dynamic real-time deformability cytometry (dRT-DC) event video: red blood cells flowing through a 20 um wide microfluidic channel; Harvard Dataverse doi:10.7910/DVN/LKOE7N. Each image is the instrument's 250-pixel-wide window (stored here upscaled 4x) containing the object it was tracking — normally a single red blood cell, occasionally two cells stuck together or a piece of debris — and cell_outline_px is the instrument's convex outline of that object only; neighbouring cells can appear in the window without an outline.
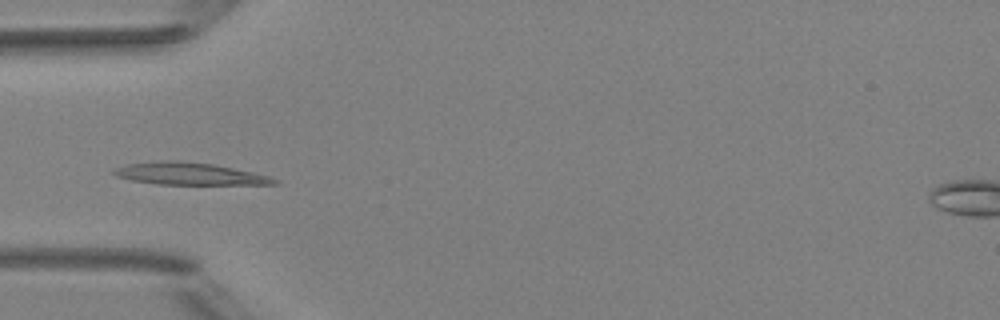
{"species": "Egyptian fruit bat (a non-hibernating species)", "species_latin": "Rousettus aegyptiacus", "temperature_condition": "room temperature", "stored_images_in_passage": 5, "camera_frame_rate_fps": 3000, "um_per_image_px": 0.085, "animal": {"sex": "female"}, "frame": {"image": 1, "passage_image": 4, "time_ms": 4.333, "image_size_px": [1000, 320], "cell_outline_px": [[280, 184], [156, 184], [132, 180], [116, 176], [112, 172], [116, 168], [128, 164], [160, 160], [180, 160], [212, 164], [252, 172], [268, 176], [280, 180]], "centroid_in_image_um": [16.09, 14.76], "position_along_channel_um": 68.9, "area_um2": 20.58}}
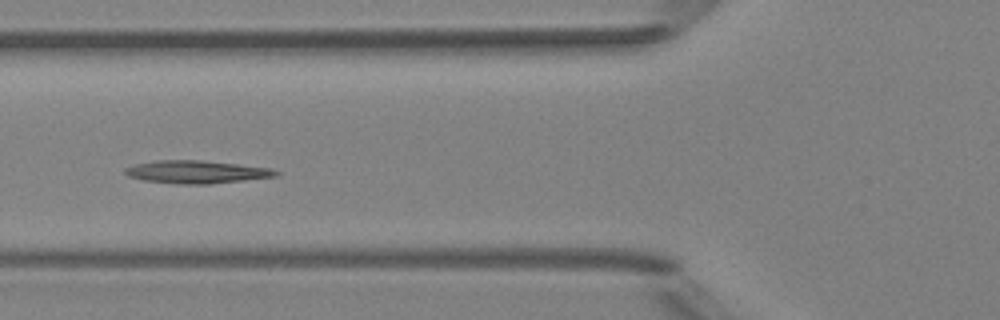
{"frame": {"image": 2, "passage_image": 5, "time_ms": 5.333, "image_size_px": [1000, 320], "cell_outline_px": [[280, 172], [276, 176], [244, 180], [208, 184], [180, 184], [144, 180], [128, 176], [124, 172], [124, 168], [136, 164], [156, 160], [200, 160], [272, 168]], "centroid_in_image_um": [16.69, 14.61], "position_along_channel_um": 109.1, "area_um2": 19.88}}